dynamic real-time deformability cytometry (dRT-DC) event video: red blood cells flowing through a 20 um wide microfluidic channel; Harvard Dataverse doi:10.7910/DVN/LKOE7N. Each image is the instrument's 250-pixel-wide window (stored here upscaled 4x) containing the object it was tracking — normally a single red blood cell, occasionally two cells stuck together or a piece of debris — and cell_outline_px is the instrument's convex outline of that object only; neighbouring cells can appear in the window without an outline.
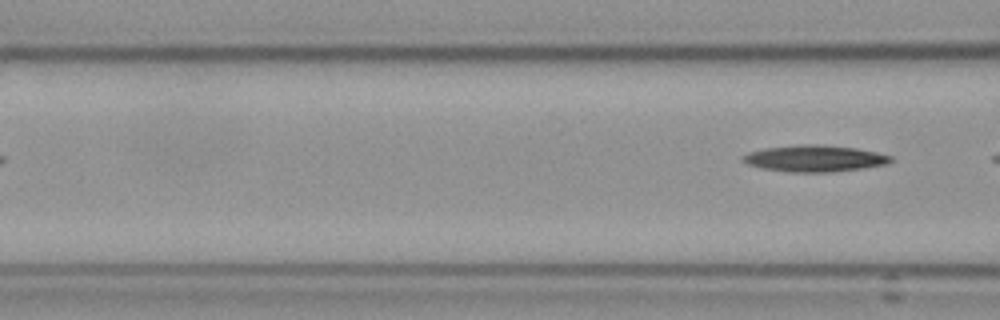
{"species": "Egyptian fruit bat (a non-hibernating species)", "species_latin": "Rousettus aegyptiacus", "temperature_condition": "cold", "stored_images_in_passage": 6, "camera_frame_rate_fps": 3000, "um_per_image_px": 0.085, "frame": {"image": 1, "passage_image": 6, "time_ms": 5.667, "image_size_px": [1000, 320], "cell_outline_px": [[892, 160], [884, 164], [860, 168], [832, 172], [788, 172], [760, 168], [748, 164], [740, 160], [740, 156], [748, 152], [764, 148], [804, 144], [816, 144], [856, 148], [876, 152], [892, 156]], "centroid_in_image_um": [69.16, 13.47], "position_along_channel_um": 97.4, "area_um2": 22.77}}